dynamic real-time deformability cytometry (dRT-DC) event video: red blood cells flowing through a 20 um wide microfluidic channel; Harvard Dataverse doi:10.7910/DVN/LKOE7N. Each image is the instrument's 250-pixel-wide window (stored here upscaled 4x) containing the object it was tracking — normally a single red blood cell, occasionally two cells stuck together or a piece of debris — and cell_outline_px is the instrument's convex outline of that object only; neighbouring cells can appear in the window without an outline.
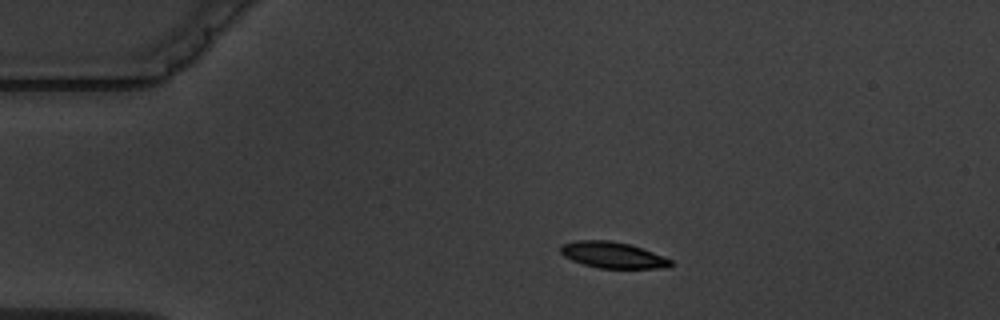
{"species": "common noctule bat (a hibernating species)", "species_latin": "Nyctalus noctula", "temperature_condition": "warm", "stored_images_in_passage": 5, "camera_frame_rate_fps": 3000, "um_per_image_px": 0.085, "animal": {"sex": "male", "body_mass_g": 19.5, "forearm_length_mm": 54.6}, "frame": {"image": 1, "passage_image": 2, "time_ms": 1.333, "image_size_px": [1000, 320], "cell_outline_px": [[672, 264], [668, 268], [600, 268], [584, 264], [572, 260], [564, 256], [560, 252], [560, 244], [576, 240], [608, 240], [628, 244], [652, 252], [672, 260]], "centroid_in_image_um": [52.05, 21.67], "position_along_channel_um": 33.0, "area_um2": 16.65}}
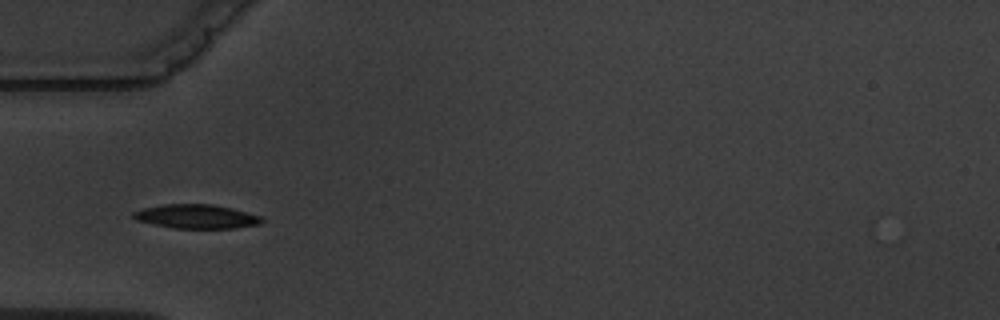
{"frame": {"image": 2, "passage_image": 4, "time_ms": 3.667, "image_size_px": [1000, 320], "cell_outline_px": [[264, 220], [260, 224], [236, 228], [176, 228], [136, 220], [132, 216], [132, 212], [144, 208], [164, 204], [212, 204], [232, 208], [260, 216]], "centroid_in_image_um": [16.71, 18.39], "position_along_channel_um": 68.3, "area_um2": 17.8}}